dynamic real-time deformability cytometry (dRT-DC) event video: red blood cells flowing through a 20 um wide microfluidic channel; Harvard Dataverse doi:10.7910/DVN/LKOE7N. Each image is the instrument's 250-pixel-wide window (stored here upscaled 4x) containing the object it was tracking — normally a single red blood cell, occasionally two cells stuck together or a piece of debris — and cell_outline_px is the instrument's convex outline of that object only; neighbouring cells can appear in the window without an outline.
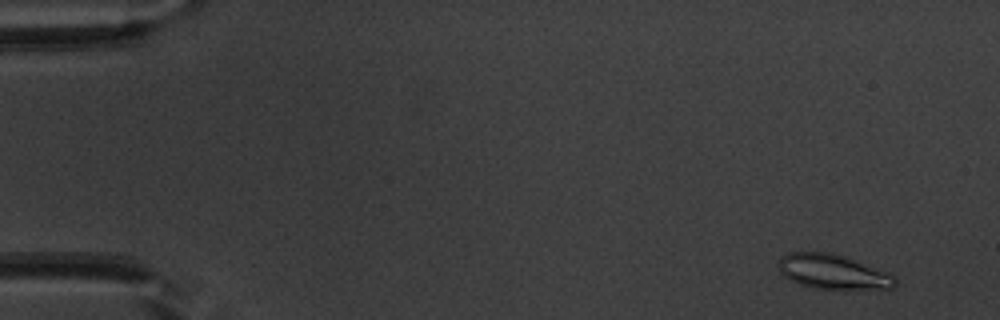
{"species": "common noctule bat (a hibernating species)", "species_latin": "Nyctalus noctula", "temperature_condition": "warm", "stored_images_in_passage": 24, "camera_frame_rate_fps": 3000, "um_per_image_px": 0.085, "animal": {"sex": "male", "body_mass_g": 20.1, "forearm_length_mm": 53.5}, "frame": {"image": 1, "passage_image": 4, "time_ms": 1.0, "image_size_px": [1000, 320], "cell_outline_px": [[896, 284], [892, 288], [848, 292], [812, 288], [800, 284], [784, 276], [780, 272], [780, 256], [788, 252], [828, 252], [844, 256], [888, 272], [896, 280]], "centroid_in_image_um": [70.84, 23.15], "position_along_channel_um": 14.2, "area_um2": 24.22}}
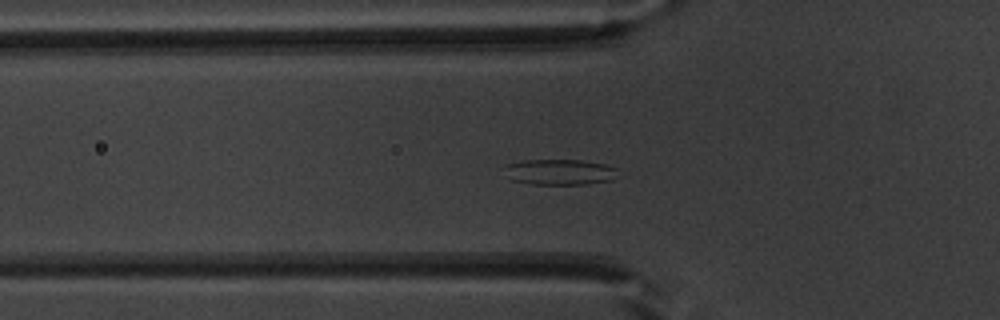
{"frame": {"image": 2, "passage_image": 19, "time_ms": 6.0, "image_size_px": [1000, 320], "cell_outline_px": [[616, 168], [612, 180], [588, 184], [532, 184], [512, 180], [508, 164], [524, 160], [580, 160], [604, 164]], "centroid_in_image_um": [47.64, 14.62], "position_along_channel_um": 78.2, "area_um2": 16.36}}